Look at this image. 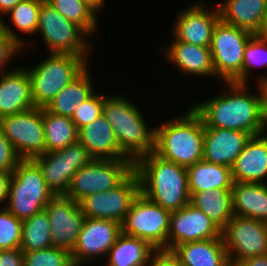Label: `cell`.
Here are the masks:
<instances>
[{
  "label": "cell",
  "instance_id": "43",
  "mask_svg": "<svg viewBox=\"0 0 267 266\" xmlns=\"http://www.w3.org/2000/svg\"><path fill=\"white\" fill-rule=\"evenodd\" d=\"M12 173L0 171V206H5L8 199L9 181Z\"/></svg>",
  "mask_w": 267,
  "mask_h": 266
},
{
  "label": "cell",
  "instance_id": "16",
  "mask_svg": "<svg viewBox=\"0 0 267 266\" xmlns=\"http://www.w3.org/2000/svg\"><path fill=\"white\" fill-rule=\"evenodd\" d=\"M44 210L49 218L53 246L72 252L86 218L80 204L65 195H55Z\"/></svg>",
  "mask_w": 267,
  "mask_h": 266
},
{
  "label": "cell",
  "instance_id": "2",
  "mask_svg": "<svg viewBox=\"0 0 267 266\" xmlns=\"http://www.w3.org/2000/svg\"><path fill=\"white\" fill-rule=\"evenodd\" d=\"M140 192L152 202L174 212L190 203L187 168L158 156L154 151L134 163Z\"/></svg>",
  "mask_w": 267,
  "mask_h": 266
},
{
  "label": "cell",
  "instance_id": "22",
  "mask_svg": "<svg viewBox=\"0 0 267 266\" xmlns=\"http://www.w3.org/2000/svg\"><path fill=\"white\" fill-rule=\"evenodd\" d=\"M231 172L233 182L267 184V132L250 137Z\"/></svg>",
  "mask_w": 267,
  "mask_h": 266
},
{
  "label": "cell",
  "instance_id": "42",
  "mask_svg": "<svg viewBox=\"0 0 267 266\" xmlns=\"http://www.w3.org/2000/svg\"><path fill=\"white\" fill-rule=\"evenodd\" d=\"M0 266H23V252L20 249L0 250Z\"/></svg>",
  "mask_w": 267,
  "mask_h": 266
},
{
  "label": "cell",
  "instance_id": "36",
  "mask_svg": "<svg viewBox=\"0 0 267 266\" xmlns=\"http://www.w3.org/2000/svg\"><path fill=\"white\" fill-rule=\"evenodd\" d=\"M23 266H74V264L69 250L49 247L23 252Z\"/></svg>",
  "mask_w": 267,
  "mask_h": 266
},
{
  "label": "cell",
  "instance_id": "23",
  "mask_svg": "<svg viewBox=\"0 0 267 266\" xmlns=\"http://www.w3.org/2000/svg\"><path fill=\"white\" fill-rule=\"evenodd\" d=\"M78 141L93 159H129L120 150L114 131L103 115L79 129Z\"/></svg>",
  "mask_w": 267,
  "mask_h": 266
},
{
  "label": "cell",
  "instance_id": "1",
  "mask_svg": "<svg viewBox=\"0 0 267 266\" xmlns=\"http://www.w3.org/2000/svg\"><path fill=\"white\" fill-rule=\"evenodd\" d=\"M224 93L197 102L191 107L201 116L204 128L240 130L256 136L267 132L264 122L263 92L249 93L248 83L224 82ZM228 90V91H227Z\"/></svg>",
  "mask_w": 267,
  "mask_h": 266
},
{
  "label": "cell",
  "instance_id": "34",
  "mask_svg": "<svg viewBox=\"0 0 267 266\" xmlns=\"http://www.w3.org/2000/svg\"><path fill=\"white\" fill-rule=\"evenodd\" d=\"M260 66L267 67V37L253 34L244 50V59L241 68V83H248L250 73L252 75V71H254L253 69H255V67L259 68ZM255 80L257 81V84H261L267 81V75L264 76V73L262 75L260 74Z\"/></svg>",
  "mask_w": 267,
  "mask_h": 266
},
{
  "label": "cell",
  "instance_id": "15",
  "mask_svg": "<svg viewBox=\"0 0 267 266\" xmlns=\"http://www.w3.org/2000/svg\"><path fill=\"white\" fill-rule=\"evenodd\" d=\"M121 233V224L117 221L86 217L78 241L71 252L74 266L103 260Z\"/></svg>",
  "mask_w": 267,
  "mask_h": 266
},
{
  "label": "cell",
  "instance_id": "31",
  "mask_svg": "<svg viewBox=\"0 0 267 266\" xmlns=\"http://www.w3.org/2000/svg\"><path fill=\"white\" fill-rule=\"evenodd\" d=\"M46 153L63 149L78 142L79 130L70 117L49 112L42 108Z\"/></svg>",
  "mask_w": 267,
  "mask_h": 266
},
{
  "label": "cell",
  "instance_id": "47",
  "mask_svg": "<svg viewBox=\"0 0 267 266\" xmlns=\"http://www.w3.org/2000/svg\"><path fill=\"white\" fill-rule=\"evenodd\" d=\"M263 92V105H264V122L267 130V81L260 84Z\"/></svg>",
  "mask_w": 267,
  "mask_h": 266
},
{
  "label": "cell",
  "instance_id": "17",
  "mask_svg": "<svg viewBox=\"0 0 267 266\" xmlns=\"http://www.w3.org/2000/svg\"><path fill=\"white\" fill-rule=\"evenodd\" d=\"M200 1L194 2L177 14L172 26V35L184 43L210 47L220 13L218 6L210 8L203 0Z\"/></svg>",
  "mask_w": 267,
  "mask_h": 266
},
{
  "label": "cell",
  "instance_id": "9",
  "mask_svg": "<svg viewBox=\"0 0 267 266\" xmlns=\"http://www.w3.org/2000/svg\"><path fill=\"white\" fill-rule=\"evenodd\" d=\"M252 32L225 23L216 24L210 45L215 75L222 82L241 83L245 47Z\"/></svg>",
  "mask_w": 267,
  "mask_h": 266
},
{
  "label": "cell",
  "instance_id": "27",
  "mask_svg": "<svg viewBox=\"0 0 267 266\" xmlns=\"http://www.w3.org/2000/svg\"><path fill=\"white\" fill-rule=\"evenodd\" d=\"M89 66L45 107L49 112L72 118L76 109L87 100L96 89L93 86Z\"/></svg>",
  "mask_w": 267,
  "mask_h": 266
},
{
  "label": "cell",
  "instance_id": "11",
  "mask_svg": "<svg viewBox=\"0 0 267 266\" xmlns=\"http://www.w3.org/2000/svg\"><path fill=\"white\" fill-rule=\"evenodd\" d=\"M0 127L22 160H32L46 153L42 108L2 117Z\"/></svg>",
  "mask_w": 267,
  "mask_h": 266
},
{
  "label": "cell",
  "instance_id": "39",
  "mask_svg": "<svg viewBox=\"0 0 267 266\" xmlns=\"http://www.w3.org/2000/svg\"><path fill=\"white\" fill-rule=\"evenodd\" d=\"M103 103L104 94L94 92L76 109L71 119L78 130L102 115Z\"/></svg>",
  "mask_w": 267,
  "mask_h": 266
},
{
  "label": "cell",
  "instance_id": "13",
  "mask_svg": "<svg viewBox=\"0 0 267 266\" xmlns=\"http://www.w3.org/2000/svg\"><path fill=\"white\" fill-rule=\"evenodd\" d=\"M139 193L140 179L134 170L115 188L88 195L79 204L85 217L112 220L122 224Z\"/></svg>",
  "mask_w": 267,
  "mask_h": 266
},
{
  "label": "cell",
  "instance_id": "30",
  "mask_svg": "<svg viewBox=\"0 0 267 266\" xmlns=\"http://www.w3.org/2000/svg\"><path fill=\"white\" fill-rule=\"evenodd\" d=\"M156 251L147 241L121 233L107 255L106 266H146Z\"/></svg>",
  "mask_w": 267,
  "mask_h": 266
},
{
  "label": "cell",
  "instance_id": "40",
  "mask_svg": "<svg viewBox=\"0 0 267 266\" xmlns=\"http://www.w3.org/2000/svg\"><path fill=\"white\" fill-rule=\"evenodd\" d=\"M21 160L0 127V171L12 173Z\"/></svg>",
  "mask_w": 267,
  "mask_h": 266
},
{
  "label": "cell",
  "instance_id": "18",
  "mask_svg": "<svg viewBox=\"0 0 267 266\" xmlns=\"http://www.w3.org/2000/svg\"><path fill=\"white\" fill-rule=\"evenodd\" d=\"M220 236L221 229L190 203L170 214L168 251L179 244L214 239Z\"/></svg>",
  "mask_w": 267,
  "mask_h": 266
},
{
  "label": "cell",
  "instance_id": "6",
  "mask_svg": "<svg viewBox=\"0 0 267 266\" xmlns=\"http://www.w3.org/2000/svg\"><path fill=\"white\" fill-rule=\"evenodd\" d=\"M54 196L38 165L33 160H21L12 172L4 207L25 220L45 209Z\"/></svg>",
  "mask_w": 267,
  "mask_h": 266
},
{
  "label": "cell",
  "instance_id": "41",
  "mask_svg": "<svg viewBox=\"0 0 267 266\" xmlns=\"http://www.w3.org/2000/svg\"><path fill=\"white\" fill-rule=\"evenodd\" d=\"M146 266H181V264L170 251L156 250L148 259Z\"/></svg>",
  "mask_w": 267,
  "mask_h": 266
},
{
  "label": "cell",
  "instance_id": "32",
  "mask_svg": "<svg viewBox=\"0 0 267 266\" xmlns=\"http://www.w3.org/2000/svg\"><path fill=\"white\" fill-rule=\"evenodd\" d=\"M54 247L48 215L43 209L30 218L23 220L20 250L32 252Z\"/></svg>",
  "mask_w": 267,
  "mask_h": 266
},
{
  "label": "cell",
  "instance_id": "28",
  "mask_svg": "<svg viewBox=\"0 0 267 266\" xmlns=\"http://www.w3.org/2000/svg\"><path fill=\"white\" fill-rule=\"evenodd\" d=\"M187 180L189 193L231 189L233 185L230 167L211 164L203 160L187 167Z\"/></svg>",
  "mask_w": 267,
  "mask_h": 266
},
{
  "label": "cell",
  "instance_id": "45",
  "mask_svg": "<svg viewBox=\"0 0 267 266\" xmlns=\"http://www.w3.org/2000/svg\"><path fill=\"white\" fill-rule=\"evenodd\" d=\"M22 0H0V20Z\"/></svg>",
  "mask_w": 267,
  "mask_h": 266
},
{
  "label": "cell",
  "instance_id": "44",
  "mask_svg": "<svg viewBox=\"0 0 267 266\" xmlns=\"http://www.w3.org/2000/svg\"><path fill=\"white\" fill-rule=\"evenodd\" d=\"M231 266H267V254L254 256L243 260L241 262H237L234 264H230Z\"/></svg>",
  "mask_w": 267,
  "mask_h": 266
},
{
  "label": "cell",
  "instance_id": "14",
  "mask_svg": "<svg viewBox=\"0 0 267 266\" xmlns=\"http://www.w3.org/2000/svg\"><path fill=\"white\" fill-rule=\"evenodd\" d=\"M32 160L40 168L51 191L55 195H64L72 176L93 158L78 141L63 149L36 156Z\"/></svg>",
  "mask_w": 267,
  "mask_h": 266
},
{
  "label": "cell",
  "instance_id": "4",
  "mask_svg": "<svg viewBox=\"0 0 267 266\" xmlns=\"http://www.w3.org/2000/svg\"><path fill=\"white\" fill-rule=\"evenodd\" d=\"M204 136V122L190 106L177 118L155 126L154 152L163 159L187 168L202 161Z\"/></svg>",
  "mask_w": 267,
  "mask_h": 266
},
{
  "label": "cell",
  "instance_id": "12",
  "mask_svg": "<svg viewBox=\"0 0 267 266\" xmlns=\"http://www.w3.org/2000/svg\"><path fill=\"white\" fill-rule=\"evenodd\" d=\"M230 264L267 254V223L234 217L221 230Z\"/></svg>",
  "mask_w": 267,
  "mask_h": 266
},
{
  "label": "cell",
  "instance_id": "38",
  "mask_svg": "<svg viewBox=\"0 0 267 266\" xmlns=\"http://www.w3.org/2000/svg\"><path fill=\"white\" fill-rule=\"evenodd\" d=\"M2 208V209H1ZM23 220L0 207V250L20 249Z\"/></svg>",
  "mask_w": 267,
  "mask_h": 266
},
{
  "label": "cell",
  "instance_id": "37",
  "mask_svg": "<svg viewBox=\"0 0 267 266\" xmlns=\"http://www.w3.org/2000/svg\"><path fill=\"white\" fill-rule=\"evenodd\" d=\"M4 20H0V73L7 71L8 63L18 53L25 50L24 47H29L25 44L27 41L23 37H19V33H16Z\"/></svg>",
  "mask_w": 267,
  "mask_h": 266
},
{
  "label": "cell",
  "instance_id": "8",
  "mask_svg": "<svg viewBox=\"0 0 267 266\" xmlns=\"http://www.w3.org/2000/svg\"><path fill=\"white\" fill-rule=\"evenodd\" d=\"M133 171L131 159H93L72 176L64 195L79 203L88 195L115 188Z\"/></svg>",
  "mask_w": 267,
  "mask_h": 266
},
{
  "label": "cell",
  "instance_id": "19",
  "mask_svg": "<svg viewBox=\"0 0 267 266\" xmlns=\"http://www.w3.org/2000/svg\"><path fill=\"white\" fill-rule=\"evenodd\" d=\"M203 161L232 167L251 135L240 130L204 128Z\"/></svg>",
  "mask_w": 267,
  "mask_h": 266
},
{
  "label": "cell",
  "instance_id": "10",
  "mask_svg": "<svg viewBox=\"0 0 267 266\" xmlns=\"http://www.w3.org/2000/svg\"><path fill=\"white\" fill-rule=\"evenodd\" d=\"M170 214L140 192L121 224L122 233L145 240L156 250L168 251Z\"/></svg>",
  "mask_w": 267,
  "mask_h": 266
},
{
  "label": "cell",
  "instance_id": "5",
  "mask_svg": "<svg viewBox=\"0 0 267 266\" xmlns=\"http://www.w3.org/2000/svg\"><path fill=\"white\" fill-rule=\"evenodd\" d=\"M38 65L27 68L35 107H46L52 99L76 79L89 65L72 54L48 53Z\"/></svg>",
  "mask_w": 267,
  "mask_h": 266
},
{
  "label": "cell",
  "instance_id": "35",
  "mask_svg": "<svg viewBox=\"0 0 267 266\" xmlns=\"http://www.w3.org/2000/svg\"><path fill=\"white\" fill-rule=\"evenodd\" d=\"M44 0H22L6 15L17 30L28 36L37 35L39 11Z\"/></svg>",
  "mask_w": 267,
  "mask_h": 266
},
{
  "label": "cell",
  "instance_id": "46",
  "mask_svg": "<svg viewBox=\"0 0 267 266\" xmlns=\"http://www.w3.org/2000/svg\"><path fill=\"white\" fill-rule=\"evenodd\" d=\"M88 6H90L96 13L101 12L100 10L104 7L105 0H82Z\"/></svg>",
  "mask_w": 267,
  "mask_h": 266
},
{
  "label": "cell",
  "instance_id": "20",
  "mask_svg": "<svg viewBox=\"0 0 267 266\" xmlns=\"http://www.w3.org/2000/svg\"><path fill=\"white\" fill-rule=\"evenodd\" d=\"M31 81L26 67L0 73V119L34 108Z\"/></svg>",
  "mask_w": 267,
  "mask_h": 266
},
{
  "label": "cell",
  "instance_id": "3",
  "mask_svg": "<svg viewBox=\"0 0 267 266\" xmlns=\"http://www.w3.org/2000/svg\"><path fill=\"white\" fill-rule=\"evenodd\" d=\"M117 95H104L102 115L112 127L120 150L135 163L155 150V127L148 126L137 104Z\"/></svg>",
  "mask_w": 267,
  "mask_h": 266
},
{
  "label": "cell",
  "instance_id": "33",
  "mask_svg": "<svg viewBox=\"0 0 267 266\" xmlns=\"http://www.w3.org/2000/svg\"><path fill=\"white\" fill-rule=\"evenodd\" d=\"M69 21L80 26L90 37L97 32V13L82 0H45Z\"/></svg>",
  "mask_w": 267,
  "mask_h": 266
},
{
  "label": "cell",
  "instance_id": "7",
  "mask_svg": "<svg viewBox=\"0 0 267 266\" xmlns=\"http://www.w3.org/2000/svg\"><path fill=\"white\" fill-rule=\"evenodd\" d=\"M38 33L39 36L41 34L49 53L78 55L90 63L87 59L90 51H93L91 48L94 47L89 41L91 37L45 0L39 11Z\"/></svg>",
  "mask_w": 267,
  "mask_h": 266
},
{
  "label": "cell",
  "instance_id": "48",
  "mask_svg": "<svg viewBox=\"0 0 267 266\" xmlns=\"http://www.w3.org/2000/svg\"><path fill=\"white\" fill-rule=\"evenodd\" d=\"M258 35L267 37V8H266L264 19H263Z\"/></svg>",
  "mask_w": 267,
  "mask_h": 266
},
{
  "label": "cell",
  "instance_id": "26",
  "mask_svg": "<svg viewBox=\"0 0 267 266\" xmlns=\"http://www.w3.org/2000/svg\"><path fill=\"white\" fill-rule=\"evenodd\" d=\"M231 194L234 215L267 223V184L233 182Z\"/></svg>",
  "mask_w": 267,
  "mask_h": 266
},
{
  "label": "cell",
  "instance_id": "25",
  "mask_svg": "<svg viewBox=\"0 0 267 266\" xmlns=\"http://www.w3.org/2000/svg\"><path fill=\"white\" fill-rule=\"evenodd\" d=\"M217 6L222 21L258 34L267 0H222Z\"/></svg>",
  "mask_w": 267,
  "mask_h": 266
},
{
  "label": "cell",
  "instance_id": "21",
  "mask_svg": "<svg viewBox=\"0 0 267 266\" xmlns=\"http://www.w3.org/2000/svg\"><path fill=\"white\" fill-rule=\"evenodd\" d=\"M172 39L170 44L167 43L163 49V54L168 62L180 70V73H185L187 76L197 75L217 78L213 68L210 47L184 43L177 40L173 35Z\"/></svg>",
  "mask_w": 267,
  "mask_h": 266
},
{
  "label": "cell",
  "instance_id": "24",
  "mask_svg": "<svg viewBox=\"0 0 267 266\" xmlns=\"http://www.w3.org/2000/svg\"><path fill=\"white\" fill-rule=\"evenodd\" d=\"M170 252L181 266H231L222 235L219 238L179 244Z\"/></svg>",
  "mask_w": 267,
  "mask_h": 266
},
{
  "label": "cell",
  "instance_id": "29",
  "mask_svg": "<svg viewBox=\"0 0 267 266\" xmlns=\"http://www.w3.org/2000/svg\"><path fill=\"white\" fill-rule=\"evenodd\" d=\"M190 204L201 210L221 230L234 217L231 189L190 193Z\"/></svg>",
  "mask_w": 267,
  "mask_h": 266
}]
</instances>
